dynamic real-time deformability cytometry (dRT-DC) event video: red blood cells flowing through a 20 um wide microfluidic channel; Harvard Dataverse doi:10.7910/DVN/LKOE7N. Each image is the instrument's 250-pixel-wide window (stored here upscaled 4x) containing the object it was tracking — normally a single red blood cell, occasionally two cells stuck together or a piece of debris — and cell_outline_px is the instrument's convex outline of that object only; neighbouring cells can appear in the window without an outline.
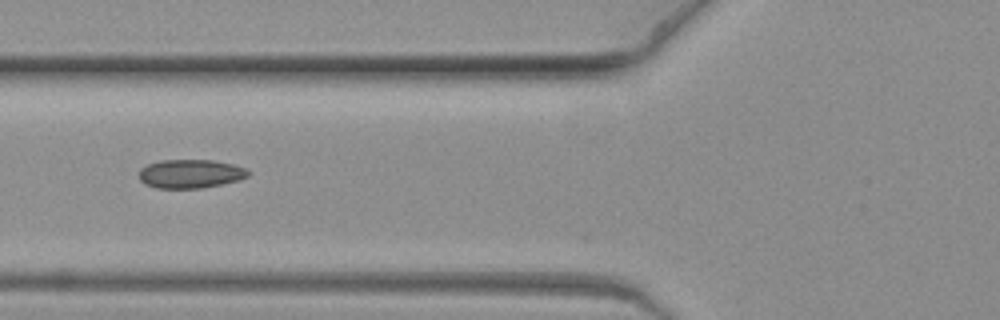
{"species": "common noctule bat (a hibernating species)", "species_latin": "Nyctalus noctula", "temperature_condition": "warm", "stored_images_in_passage": 9, "camera_frame_rate_fps": 3000, "um_per_image_px": 0.085, "animal": {"sex": "female", "body_mass_g": 19.3, "forearm_length_mm": 54.1}, "frame": {"image": 1, "passage_image": 9, "time_ms": 2.667, "image_size_px": [1000, 320], "cell_outline_px": [[252, 172], [248, 176], [240, 180], [200, 188], [156, 188], [144, 184], [140, 180], [140, 168], [148, 164], [160, 160], [212, 160], [232, 164], [248, 168]], "centroid_in_image_um": [16.21, 14.77], "position_along_channel_um": 109.6, "area_um2": 18.38}}